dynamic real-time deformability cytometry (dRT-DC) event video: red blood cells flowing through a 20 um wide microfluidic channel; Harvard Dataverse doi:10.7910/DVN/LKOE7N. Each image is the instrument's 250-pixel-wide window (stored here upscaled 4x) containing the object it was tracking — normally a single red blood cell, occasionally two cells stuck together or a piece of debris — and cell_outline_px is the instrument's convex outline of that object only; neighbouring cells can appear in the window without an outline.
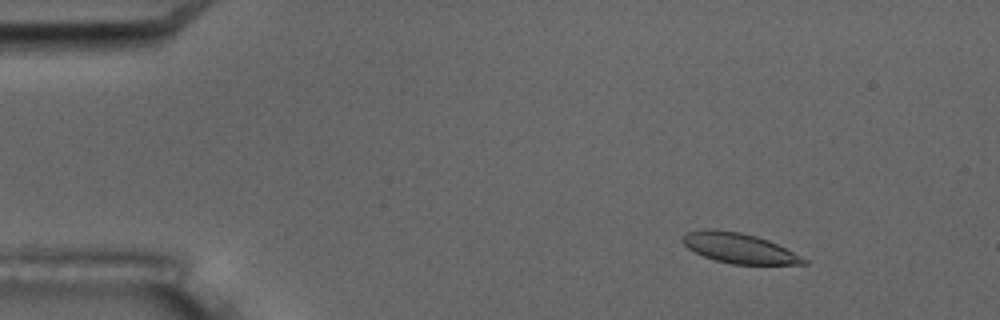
{"species": "common noctule bat (a hibernating species)", "species_latin": "Nyctalus noctula", "temperature_condition": "room temperature", "stored_images_in_passage": 8, "camera_frame_rate_fps": 3000, "um_per_image_px": 0.085, "animal": {"sex": "male", "body_mass_g": 17.5, "forearm_length_mm": 52.3}, "frame": {"image": 1, "passage_image": 3, "time_ms": 2.333, "image_size_px": [1000, 320], "cell_outline_px": [[808, 264], [732, 264], [716, 260], [704, 256], [688, 248], [680, 240], [688, 232], [708, 228], [712, 228], [740, 232], [756, 236], [768, 240], [808, 260]], "centroid_in_image_um": [62.79, 21.08], "position_along_channel_um": 22.2, "area_um2": 20.92}}
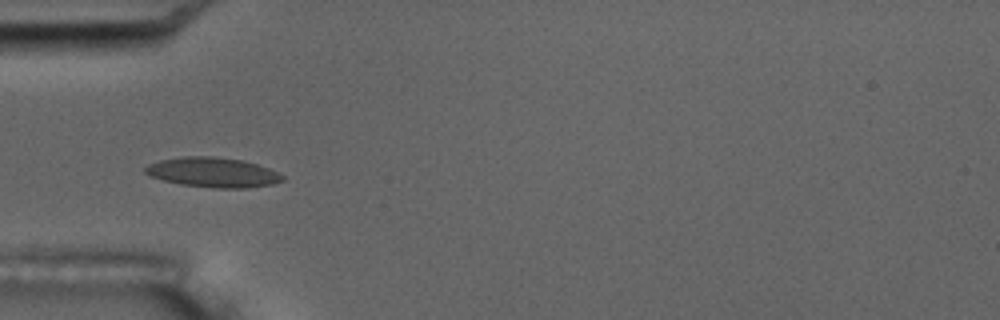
{"frame": {"image": 2, "passage_image": 6, "time_ms": 6.0, "image_size_px": [1000, 320], "cell_outline_px": [[284, 180], [272, 184], [248, 188], [212, 188], [180, 184], [148, 176], [144, 172], [144, 168], [148, 164], [160, 160], [184, 156], [212, 156], [240, 160], [256, 164], [268, 168], [284, 176]], "centroid_in_image_um": [18.06, 14.66], "position_along_channel_um": 66.9, "area_um2": 23.81}}